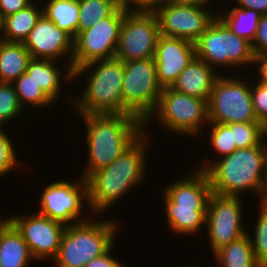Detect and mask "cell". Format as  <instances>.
Wrapping results in <instances>:
<instances>
[{
	"mask_svg": "<svg viewBox=\"0 0 267 267\" xmlns=\"http://www.w3.org/2000/svg\"><path fill=\"white\" fill-rule=\"evenodd\" d=\"M146 131V132H145ZM148 129L128 147L116 160L86 178L89 213L95 216L110 209L114 204L139 186L146 168V152L151 137ZM146 149L148 151H146ZM123 196V197H122ZM93 213V214H92ZM97 214V215H96Z\"/></svg>",
	"mask_w": 267,
	"mask_h": 267,
	"instance_id": "6da1fadb",
	"label": "cell"
},
{
	"mask_svg": "<svg viewBox=\"0 0 267 267\" xmlns=\"http://www.w3.org/2000/svg\"><path fill=\"white\" fill-rule=\"evenodd\" d=\"M212 161L199 167L208 175L212 193L240 197L241 193L252 190L259 202L263 201L267 184V140Z\"/></svg>",
	"mask_w": 267,
	"mask_h": 267,
	"instance_id": "7a4b0ae2",
	"label": "cell"
},
{
	"mask_svg": "<svg viewBox=\"0 0 267 267\" xmlns=\"http://www.w3.org/2000/svg\"><path fill=\"white\" fill-rule=\"evenodd\" d=\"M86 128V179L93 172L108 166L130 147L143 133L144 122L126 114H80Z\"/></svg>",
	"mask_w": 267,
	"mask_h": 267,
	"instance_id": "3957f363",
	"label": "cell"
},
{
	"mask_svg": "<svg viewBox=\"0 0 267 267\" xmlns=\"http://www.w3.org/2000/svg\"><path fill=\"white\" fill-rule=\"evenodd\" d=\"M84 74L87 75L84 78V91L80 97L71 101L75 112L79 115L124 114V62L112 58L88 63L73 71L74 80Z\"/></svg>",
	"mask_w": 267,
	"mask_h": 267,
	"instance_id": "277c9868",
	"label": "cell"
},
{
	"mask_svg": "<svg viewBox=\"0 0 267 267\" xmlns=\"http://www.w3.org/2000/svg\"><path fill=\"white\" fill-rule=\"evenodd\" d=\"M193 173V174H192ZM189 176L166 186L165 215L169 228L177 234L195 235L205 226L212 188L205 171L196 168Z\"/></svg>",
	"mask_w": 267,
	"mask_h": 267,
	"instance_id": "5b68a950",
	"label": "cell"
},
{
	"mask_svg": "<svg viewBox=\"0 0 267 267\" xmlns=\"http://www.w3.org/2000/svg\"><path fill=\"white\" fill-rule=\"evenodd\" d=\"M100 221V222H99ZM88 219L67 225L61 238L53 267H84L90 260L105 253L119 230L117 221ZM118 225V226H117Z\"/></svg>",
	"mask_w": 267,
	"mask_h": 267,
	"instance_id": "8992f818",
	"label": "cell"
},
{
	"mask_svg": "<svg viewBox=\"0 0 267 267\" xmlns=\"http://www.w3.org/2000/svg\"><path fill=\"white\" fill-rule=\"evenodd\" d=\"M153 118L165 127L163 130L198 137L209 123L207 101L165 87L155 110L144 121V129L150 128Z\"/></svg>",
	"mask_w": 267,
	"mask_h": 267,
	"instance_id": "52a82bcc",
	"label": "cell"
},
{
	"mask_svg": "<svg viewBox=\"0 0 267 267\" xmlns=\"http://www.w3.org/2000/svg\"><path fill=\"white\" fill-rule=\"evenodd\" d=\"M196 57L205 61L212 69L215 66L242 67L254 62L251 43L238 37L216 16L205 32L194 43Z\"/></svg>",
	"mask_w": 267,
	"mask_h": 267,
	"instance_id": "ba28073f",
	"label": "cell"
},
{
	"mask_svg": "<svg viewBox=\"0 0 267 267\" xmlns=\"http://www.w3.org/2000/svg\"><path fill=\"white\" fill-rule=\"evenodd\" d=\"M162 89L154 58L124 62V114L137 116L144 122L155 110Z\"/></svg>",
	"mask_w": 267,
	"mask_h": 267,
	"instance_id": "9c48e42d",
	"label": "cell"
},
{
	"mask_svg": "<svg viewBox=\"0 0 267 267\" xmlns=\"http://www.w3.org/2000/svg\"><path fill=\"white\" fill-rule=\"evenodd\" d=\"M209 123L259 122L254 112L251 85L236 76H220L207 102Z\"/></svg>",
	"mask_w": 267,
	"mask_h": 267,
	"instance_id": "30bf717a",
	"label": "cell"
},
{
	"mask_svg": "<svg viewBox=\"0 0 267 267\" xmlns=\"http://www.w3.org/2000/svg\"><path fill=\"white\" fill-rule=\"evenodd\" d=\"M124 15L125 11L117 8L110 16L77 34L72 55L73 71L94 61L114 58Z\"/></svg>",
	"mask_w": 267,
	"mask_h": 267,
	"instance_id": "8fae6325",
	"label": "cell"
},
{
	"mask_svg": "<svg viewBox=\"0 0 267 267\" xmlns=\"http://www.w3.org/2000/svg\"><path fill=\"white\" fill-rule=\"evenodd\" d=\"M159 36L154 12L125 11L114 58L123 62L154 58Z\"/></svg>",
	"mask_w": 267,
	"mask_h": 267,
	"instance_id": "7c38bea8",
	"label": "cell"
},
{
	"mask_svg": "<svg viewBox=\"0 0 267 267\" xmlns=\"http://www.w3.org/2000/svg\"><path fill=\"white\" fill-rule=\"evenodd\" d=\"M240 199L215 193L209 198L205 227L213 254L247 233L241 221L244 215Z\"/></svg>",
	"mask_w": 267,
	"mask_h": 267,
	"instance_id": "4fadbf2b",
	"label": "cell"
},
{
	"mask_svg": "<svg viewBox=\"0 0 267 267\" xmlns=\"http://www.w3.org/2000/svg\"><path fill=\"white\" fill-rule=\"evenodd\" d=\"M74 183L57 181L47 184L40 197V215L63 224L72 225L83 222L89 218L80 217L83 209V201L88 200L87 182L82 176ZM83 199V200H82ZM81 218V219H80Z\"/></svg>",
	"mask_w": 267,
	"mask_h": 267,
	"instance_id": "5bb4252c",
	"label": "cell"
},
{
	"mask_svg": "<svg viewBox=\"0 0 267 267\" xmlns=\"http://www.w3.org/2000/svg\"><path fill=\"white\" fill-rule=\"evenodd\" d=\"M160 35L176 37L195 43L217 16L206 7L182 5L162 1L153 11Z\"/></svg>",
	"mask_w": 267,
	"mask_h": 267,
	"instance_id": "9a60e30c",
	"label": "cell"
},
{
	"mask_svg": "<svg viewBox=\"0 0 267 267\" xmlns=\"http://www.w3.org/2000/svg\"><path fill=\"white\" fill-rule=\"evenodd\" d=\"M22 215L10 216L7 220L21 234L35 261L54 260L66 225L39 213Z\"/></svg>",
	"mask_w": 267,
	"mask_h": 267,
	"instance_id": "2e32d148",
	"label": "cell"
},
{
	"mask_svg": "<svg viewBox=\"0 0 267 267\" xmlns=\"http://www.w3.org/2000/svg\"><path fill=\"white\" fill-rule=\"evenodd\" d=\"M23 45L29 51L31 58L58 61L61 57L62 59L68 57L66 64L72 65L74 38L44 15L30 31Z\"/></svg>",
	"mask_w": 267,
	"mask_h": 267,
	"instance_id": "e0dca14e",
	"label": "cell"
},
{
	"mask_svg": "<svg viewBox=\"0 0 267 267\" xmlns=\"http://www.w3.org/2000/svg\"><path fill=\"white\" fill-rule=\"evenodd\" d=\"M195 56L194 43L160 35L154 56L159 85L171 87Z\"/></svg>",
	"mask_w": 267,
	"mask_h": 267,
	"instance_id": "ac0fdd59",
	"label": "cell"
},
{
	"mask_svg": "<svg viewBox=\"0 0 267 267\" xmlns=\"http://www.w3.org/2000/svg\"><path fill=\"white\" fill-rule=\"evenodd\" d=\"M215 72L205 61L195 56L170 88L208 102L214 83L220 76Z\"/></svg>",
	"mask_w": 267,
	"mask_h": 267,
	"instance_id": "d6986e66",
	"label": "cell"
},
{
	"mask_svg": "<svg viewBox=\"0 0 267 267\" xmlns=\"http://www.w3.org/2000/svg\"><path fill=\"white\" fill-rule=\"evenodd\" d=\"M56 65V60L32 58L28 63L26 73L53 102L57 103V99L63 91L61 89L63 87L62 76L65 77L64 80L67 83V80L74 81V75L72 65L63 66L62 70ZM64 70L65 73H63ZM62 73L66 75H62Z\"/></svg>",
	"mask_w": 267,
	"mask_h": 267,
	"instance_id": "ffe728a7",
	"label": "cell"
},
{
	"mask_svg": "<svg viewBox=\"0 0 267 267\" xmlns=\"http://www.w3.org/2000/svg\"><path fill=\"white\" fill-rule=\"evenodd\" d=\"M35 260L16 228L6 220L0 227V267H28Z\"/></svg>",
	"mask_w": 267,
	"mask_h": 267,
	"instance_id": "44dd1931",
	"label": "cell"
},
{
	"mask_svg": "<svg viewBox=\"0 0 267 267\" xmlns=\"http://www.w3.org/2000/svg\"><path fill=\"white\" fill-rule=\"evenodd\" d=\"M31 59L23 43L0 42V83H13L26 72Z\"/></svg>",
	"mask_w": 267,
	"mask_h": 267,
	"instance_id": "7402d4cb",
	"label": "cell"
},
{
	"mask_svg": "<svg viewBox=\"0 0 267 267\" xmlns=\"http://www.w3.org/2000/svg\"><path fill=\"white\" fill-rule=\"evenodd\" d=\"M35 0L17 13L5 17L4 41L23 43L30 31L43 15L40 5ZM40 6V7H39Z\"/></svg>",
	"mask_w": 267,
	"mask_h": 267,
	"instance_id": "603a6c76",
	"label": "cell"
},
{
	"mask_svg": "<svg viewBox=\"0 0 267 267\" xmlns=\"http://www.w3.org/2000/svg\"><path fill=\"white\" fill-rule=\"evenodd\" d=\"M218 267H262L253 253L249 233L214 253Z\"/></svg>",
	"mask_w": 267,
	"mask_h": 267,
	"instance_id": "cb8c5ba5",
	"label": "cell"
},
{
	"mask_svg": "<svg viewBox=\"0 0 267 267\" xmlns=\"http://www.w3.org/2000/svg\"><path fill=\"white\" fill-rule=\"evenodd\" d=\"M43 15L73 38L78 34L79 0H48Z\"/></svg>",
	"mask_w": 267,
	"mask_h": 267,
	"instance_id": "d4e9b609",
	"label": "cell"
},
{
	"mask_svg": "<svg viewBox=\"0 0 267 267\" xmlns=\"http://www.w3.org/2000/svg\"><path fill=\"white\" fill-rule=\"evenodd\" d=\"M226 13H220L217 16L234 34L252 44L256 37L258 23L262 15L256 10L240 8L236 5Z\"/></svg>",
	"mask_w": 267,
	"mask_h": 267,
	"instance_id": "484cf974",
	"label": "cell"
},
{
	"mask_svg": "<svg viewBox=\"0 0 267 267\" xmlns=\"http://www.w3.org/2000/svg\"><path fill=\"white\" fill-rule=\"evenodd\" d=\"M117 8L115 0H79L78 33L90 29Z\"/></svg>",
	"mask_w": 267,
	"mask_h": 267,
	"instance_id": "4316f807",
	"label": "cell"
},
{
	"mask_svg": "<svg viewBox=\"0 0 267 267\" xmlns=\"http://www.w3.org/2000/svg\"><path fill=\"white\" fill-rule=\"evenodd\" d=\"M12 84L17 93L19 104L24 111L26 109L25 105L27 106L26 103L33 108L35 107V109L49 107L51 104L53 105V101L41 90L40 87L37 86L26 72Z\"/></svg>",
	"mask_w": 267,
	"mask_h": 267,
	"instance_id": "83f0119b",
	"label": "cell"
},
{
	"mask_svg": "<svg viewBox=\"0 0 267 267\" xmlns=\"http://www.w3.org/2000/svg\"><path fill=\"white\" fill-rule=\"evenodd\" d=\"M233 132L237 149L261 145L267 138V128L261 122L226 124Z\"/></svg>",
	"mask_w": 267,
	"mask_h": 267,
	"instance_id": "f1b7e54d",
	"label": "cell"
},
{
	"mask_svg": "<svg viewBox=\"0 0 267 267\" xmlns=\"http://www.w3.org/2000/svg\"><path fill=\"white\" fill-rule=\"evenodd\" d=\"M259 203L260 208L258 219L255 221L254 237L249 235V238L257 262L262 267H267V203L263 201Z\"/></svg>",
	"mask_w": 267,
	"mask_h": 267,
	"instance_id": "f546056e",
	"label": "cell"
},
{
	"mask_svg": "<svg viewBox=\"0 0 267 267\" xmlns=\"http://www.w3.org/2000/svg\"><path fill=\"white\" fill-rule=\"evenodd\" d=\"M17 93L12 83H0V126L8 121L13 122L18 116L23 115Z\"/></svg>",
	"mask_w": 267,
	"mask_h": 267,
	"instance_id": "4dcf8cb0",
	"label": "cell"
},
{
	"mask_svg": "<svg viewBox=\"0 0 267 267\" xmlns=\"http://www.w3.org/2000/svg\"><path fill=\"white\" fill-rule=\"evenodd\" d=\"M211 127V133L209 137V143L211 148L214 149L217 156L224 157L232 154L236 149V143L234 141L233 132L226 124L220 123H208Z\"/></svg>",
	"mask_w": 267,
	"mask_h": 267,
	"instance_id": "1f68e13d",
	"label": "cell"
},
{
	"mask_svg": "<svg viewBox=\"0 0 267 267\" xmlns=\"http://www.w3.org/2000/svg\"><path fill=\"white\" fill-rule=\"evenodd\" d=\"M11 138L0 126V177L20 165V161L17 159L18 156L15 154L14 142H11L13 141Z\"/></svg>",
	"mask_w": 267,
	"mask_h": 267,
	"instance_id": "d6a6232c",
	"label": "cell"
},
{
	"mask_svg": "<svg viewBox=\"0 0 267 267\" xmlns=\"http://www.w3.org/2000/svg\"><path fill=\"white\" fill-rule=\"evenodd\" d=\"M251 86L252 104L257 120L267 128V86L255 82Z\"/></svg>",
	"mask_w": 267,
	"mask_h": 267,
	"instance_id": "836d02e7",
	"label": "cell"
},
{
	"mask_svg": "<svg viewBox=\"0 0 267 267\" xmlns=\"http://www.w3.org/2000/svg\"><path fill=\"white\" fill-rule=\"evenodd\" d=\"M161 2L162 0H115L117 7L126 12H153Z\"/></svg>",
	"mask_w": 267,
	"mask_h": 267,
	"instance_id": "e575fe53",
	"label": "cell"
},
{
	"mask_svg": "<svg viewBox=\"0 0 267 267\" xmlns=\"http://www.w3.org/2000/svg\"><path fill=\"white\" fill-rule=\"evenodd\" d=\"M254 56L267 54V15H262L257 28L256 37L251 44Z\"/></svg>",
	"mask_w": 267,
	"mask_h": 267,
	"instance_id": "d590c367",
	"label": "cell"
},
{
	"mask_svg": "<svg viewBox=\"0 0 267 267\" xmlns=\"http://www.w3.org/2000/svg\"><path fill=\"white\" fill-rule=\"evenodd\" d=\"M113 245L102 255L90 260L84 267H124L121 261L111 256Z\"/></svg>",
	"mask_w": 267,
	"mask_h": 267,
	"instance_id": "8d00e7d4",
	"label": "cell"
},
{
	"mask_svg": "<svg viewBox=\"0 0 267 267\" xmlns=\"http://www.w3.org/2000/svg\"><path fill=\"white\" fill-rule=\"evenodd\" d=\"M33 0H0V13L6 17L17 13L28 6Z\"/></svg>",
	"mask_w": 267,
	"mask_h": 267,
	"instance_id": "74e56055",
	"label": "cell"
},
{
	"mask_svg": "<svg viewBox=\"0 0 267 267\" xmlns=\"http://www.w3.org/2000/svg\"><path fill=\"white\" fill-rule=\"evenodd\" d=\"M240 8L253 9L261 15H267V0H234Z\"/></svg>",
	"mask_w": 267,
	"mask_h": 267,
	"instance_id": "f35d334b",
	"label": "cell"
},
{
	"mask_svg": "<svg viewBox=\"0 0 267 267\" xmlns=\"http://www.w3.org/2000/svg\"><path fill=\"white\" fill-rule=\"evenodd\" d=\"M257 64L259 71L258 83L267 86V54L254 56L253 65ZM259 64V65H258Z\"/></svg>",
	"mask_w": 267,
	"mask_h": 267,
	"instance_id": "ab89813d",
	"label": "cell"
},
{
	"mask_svg": "<svg viewBox=\"0 0 267 267\" xmlns=\"http://www.w3.org/2000/svg\"><path fill=\"white\" fill-rule=\"evenodd\" d=\"M162 1L182 4V5L200 6V7H207L209 4L212 3V0H162Z\"/></svg>",
	"mask_w": 267,
	"mask_h": 267,
	"instance_id": "60d3db41",
	"label": "cell"
},
{
	"mask_svg": "<svg viewBox=\"0 0 267 267\" xmlns=\"http://www.w3.org/2000/svg\"><path fill=\"white\" fill-rule=\"evenodd\" d=\"M5 17L0 13V42L4 41Z\"/></svg>",
	"mask_w": 267,
	"mask_h": 267,
	"instance_id": "b9f144b4",
	"label": "cell"
},
{
	"mask_svg": "<svg viewBox=\"0 0 267 267\" xmlns=\"http://www.w3.org/2000/svg\"><path fill=\"white\" fill-rule=\"evenodd\" d=\"M263 202L267 203V184H266V189H265V192H264V195H263Z\"/></svg>",
	"mask_w": 267,
	"mask_h": 267,
	"instance_id": "7bdbcfd3",
	"label": "cell"
},
{
	"mask_svg": "<svg viewBox=\"0 0 267 267\" xmlns=\"http://www.w3.org/2000/svg\"><path fill=\"white\" fill-rule=\"evenodd\" d=\"M7 220V217L6 218H3V220L2 219H0V227L4 224V222Z\"/></svg>",
	"mask_w": 267,
	"mask_h": 267,
	"instance_id": "ee69618b",
	"label": "cell"
}]
</instances>
